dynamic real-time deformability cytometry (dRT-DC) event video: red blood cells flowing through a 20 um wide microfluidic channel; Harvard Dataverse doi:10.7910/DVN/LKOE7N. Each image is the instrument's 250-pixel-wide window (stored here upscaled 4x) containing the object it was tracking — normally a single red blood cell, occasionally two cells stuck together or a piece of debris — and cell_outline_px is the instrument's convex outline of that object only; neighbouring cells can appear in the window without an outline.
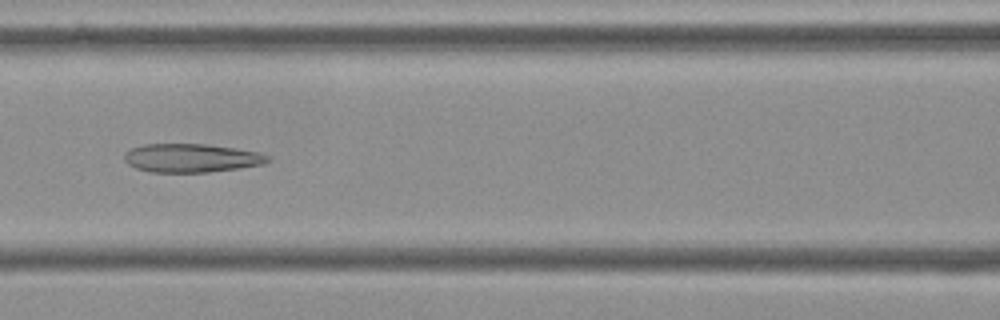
{"species": "Egyptian fruit bat (a non-hibernating species)", "species_latin": "Rousettus aegyptiacus", "temperature_condition": "cold", "stored_images_in_passage": 10, "camera_frame_rate_fps": 3000, "um_per_image_px": 0.085, "frame": {"image": 1, "passage_image": 7, "time_ms": 2.0, "image_size_px": [1000, 320], "cell_outline_px": [[272, 160], [264, 164], [240, 168], [208, 172], [152, 172], [136, 168], [128, 164], [124, 160], [124, 152], [132, 148], [144, 144], [204, 144], [232, 148], [256, 152], [268, 156]], "centroid_in_image_um": [16.24, 13.43], "position_along_channel_um": 150.4, "area_um2": 23.76}}
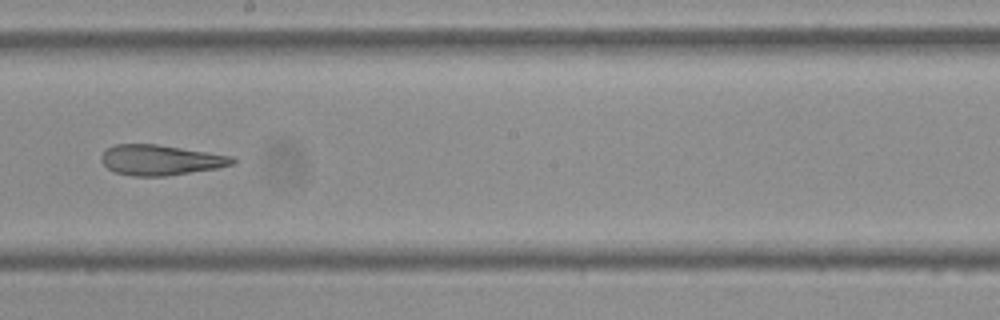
{"frame": {"image": 2, "passage_image": 9, "time_ms": 2.667, "image_size_px": [1000, 320], "cell_outline_px": [[236, 164], [216, 168], [168, 176], [132, 176], [116, 172], [108, 168], [100, 160], [100, 156], [108, 148], [116, 144], [156, 144], [208, 152], [232, 156], [236, 160]], "centroid_in_image_um": [13.66, 13.6], "position_along_channel_um": 234.5, "area_um2": 23.12}}
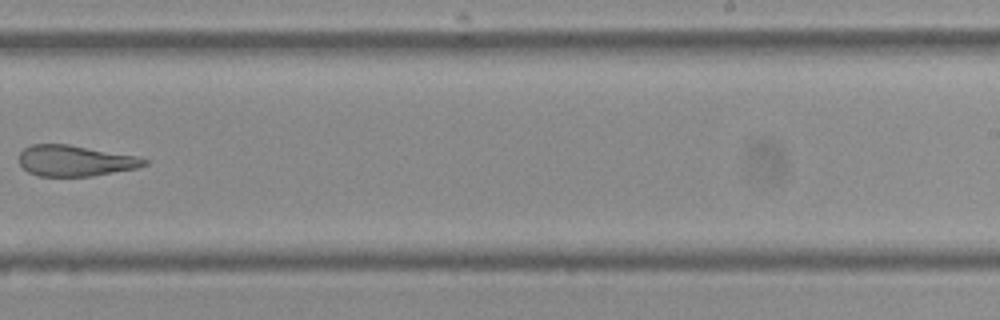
{"frame": {"image": 3, "passage_image": 10, "time_ms": 3.0, "image_size_px": [1000, 320], "cell_outline_px": [[148, 164], [136, 168], [92, 176], [40, 176], [28, 172], [16, 160], [20, 152], [24, 148], [32, 144], [68, 144], [136, 156], [148, 160]], "centroid_in_image_um": [6.34, 13.66], "position_along_channel_um": 282.7, "area_um2": 22.54}}